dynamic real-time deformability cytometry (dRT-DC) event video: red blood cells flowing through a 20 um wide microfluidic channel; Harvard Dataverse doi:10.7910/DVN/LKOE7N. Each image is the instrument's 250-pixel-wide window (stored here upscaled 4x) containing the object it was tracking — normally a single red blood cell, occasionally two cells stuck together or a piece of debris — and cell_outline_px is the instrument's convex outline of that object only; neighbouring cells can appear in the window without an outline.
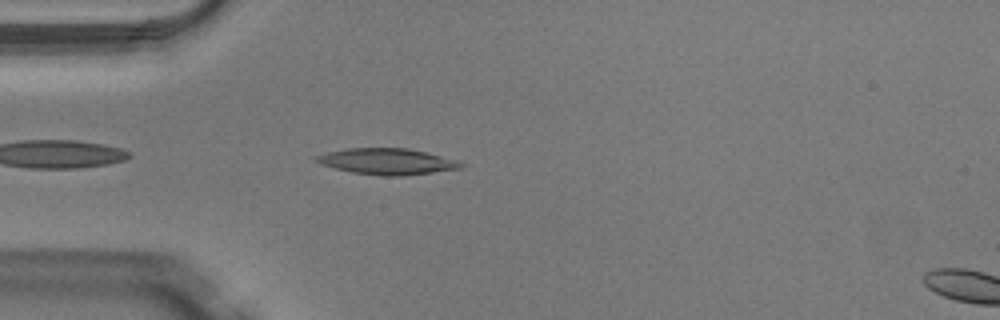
{"species": "Egyptian fruit bat (a non-hibernating species)", "species_latin": "Rousettus aegyptiacus", "temperature_condition": "warm", "stored_images_in_passage": 35, "camera_frame_rate_fps": 3000, "um_per_image_px": 0.085, "animal": {"sex": "male"}, "frame": {"image": 1, "passage_image": 3, "time_ms": 0.667, "image_size_px": [1000, 320], "cell_outline_px": [[464, 164], [460, 168], [432, 172], [400, 176], [380, 176], [352, 172], [320, 164], [312, 160], [312, 156], [328, 152], [348, 148], [404, 148], [424, 152], [456, 160]], "centroid_in_image_um": [32.81, 13.72], "position_along_channel_um": 52.2, "area_um2": 21.79}}
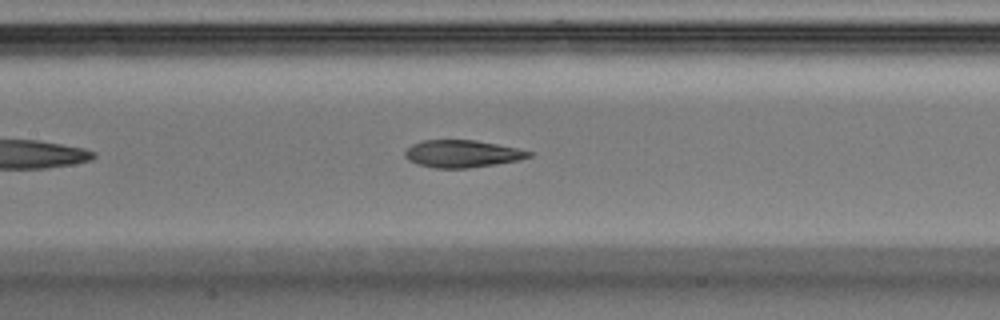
{"frame": {"image": 2, "passage_image": 12, "time_ms": 3.667, "image_size_px": [1000, 320], "cell_outline_px": [[536, 152], [532, 156], [520, 160], [496, 164], [468, 168], [432, 168], [416, 164], [408, 160], [404, 156], [404, 152], [412, 144], [424, 140], [476, 140]], "centroid_in_image_um": [39.29, 13.07], "position_along_channel_um": 168.1, "area_um2": 19.88}}
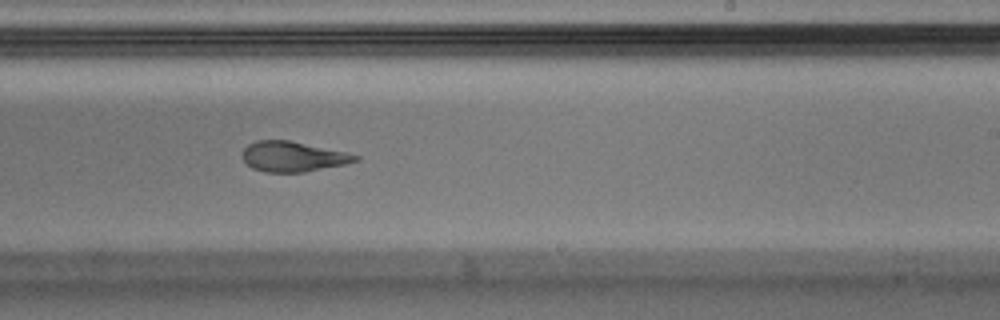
{"frame": {"image": 3, "passage_image": 19, "time_ms": 6.0, "image_size_px": [1000, 320], "cell_outline_px": [[360, 160], [344, 164], [304, 172], [264, 172], [252, 168], [240, 156], [244, 148], [248, 144], [256, 140], [288, 140], [344, 152], [360, 156]], "centroid_in_image_um": [24.85, 13.31], "position_along_channel_um": 264.2, "area_um2": 19.71}, "authors_computed_cell_mechanics": {"area_um2": 21.1548, "velocity_mm_per_s": 4.1249, "shape_relaxation_time_tau1_ms": null, "shape_relaxation_time_tau2_ms": 2.0109, "deformation_change_tau1": null, "deformation_change_tau2": 0.1037}}